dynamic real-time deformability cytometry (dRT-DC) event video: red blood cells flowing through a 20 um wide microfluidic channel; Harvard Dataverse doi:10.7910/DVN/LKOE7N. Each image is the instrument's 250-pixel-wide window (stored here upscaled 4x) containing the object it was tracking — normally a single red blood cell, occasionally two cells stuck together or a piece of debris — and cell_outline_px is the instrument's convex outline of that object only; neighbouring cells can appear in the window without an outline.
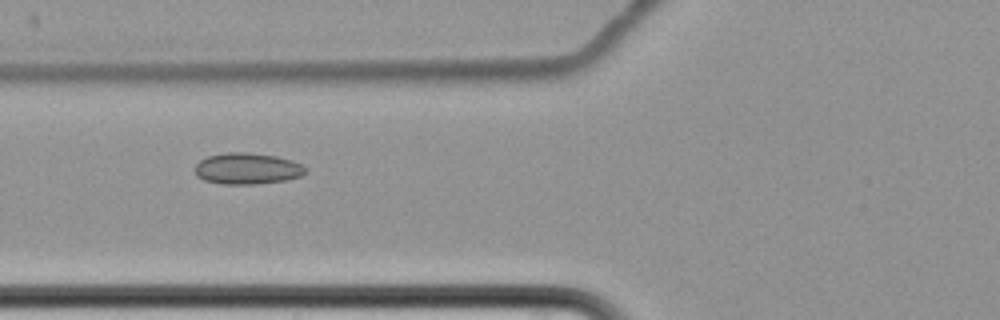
{"species": "common noctule bat (a hibernating species)", "species_latin": "Nyctalus noctula", "temperature_condition": "cold", "stored_images_in_passage": 14, "camera_frame_rate_fps": 3000, "um_per_image_px": 0.085, "animal": {"sex": "female", "body_mass_g": 22.7, "forearm_length_mm": 54.2}, "frame": {"image": 1, "passage_image": 5, "time_ms": 5.667, "image_size_px": [1000, 320], "cell_outline_px": [[308, 172], [300, 176], [284, 180], [256, 184], [224, 184], [204, 180], [196, 176], [196, 164], [200, 160], [208, 156], [228, 152], [248, 152], [276, 156], [292, 160], [308, 168]], "centroid_in_image_um": [21.04, 14.32], "position_along_channel_um": 104.8, "area_um2": 20.17}}
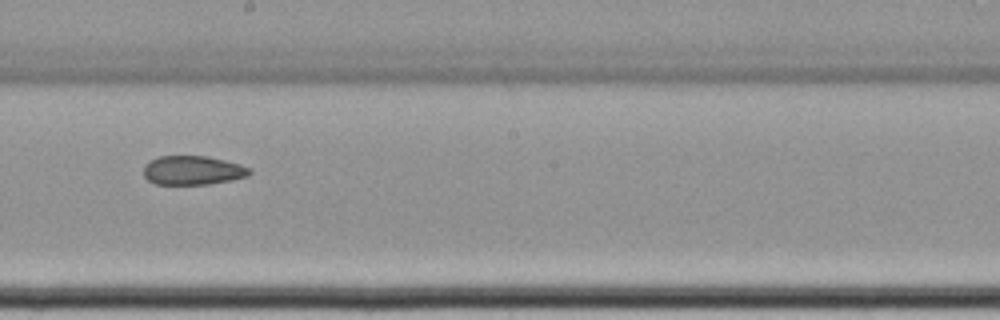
{"frame": {"image": 2, "passage_image": 8, "time_ms": 9.333, "image_size_px": [1000, 320], "cell_outline_px": [[252, 172], [248, 176], [232, 180], [208, 184], [156, 184], [148, 180], [144, 176], [144, 164], [160, 156], [208, 156], [240, 164], [252, 168]], "centroid_in_image_um": [16.42, 14.48], "position_along_channel_um": 231.8, "area_um2": 17.98}}
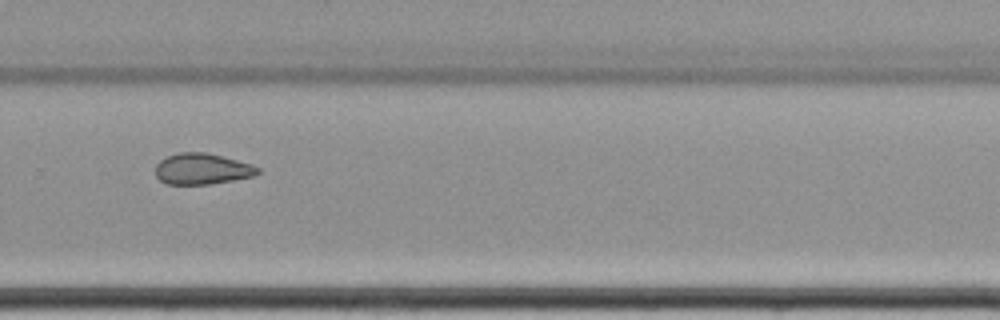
{"frame": {"image": 3, "passage_image": 10, "time_ms": 11.667, "image_size_px": [1000, 320], "cell_outline_px": [[260, 172], [256, 176], [208, 184], [168, 184], [160, 180], [156, 176], [156, 164], [160, 160], [168, 156], [180, 152], [204, 152], [252, 164], [260, 168]], "centroid_in_image_um": [17.19, 14.36], "position_along_channel_um": 312.6, "area_um2": 18.38}, "authors_computed_cell_mechanics": {"area_um2": 20.4612, "velocity_mm_per_s": 3.473, "shape_relaxation_time_tau1_ms": null, "shape_relaxation_time_tau2_ms": 8.3113, "deformation_change_tau1": null, "deformation_change_tau2": 0.1181}}